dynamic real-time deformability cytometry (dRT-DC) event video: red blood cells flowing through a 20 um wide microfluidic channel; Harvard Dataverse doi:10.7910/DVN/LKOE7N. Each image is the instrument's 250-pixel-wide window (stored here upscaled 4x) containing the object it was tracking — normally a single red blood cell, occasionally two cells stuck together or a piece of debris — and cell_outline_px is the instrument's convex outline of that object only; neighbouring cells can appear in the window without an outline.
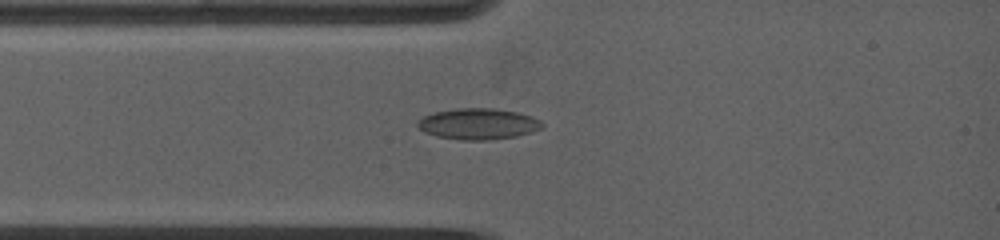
{"species": "common noctule bat (a hibernating species)", "species_latin": "Nyctalus noctula", "temperature_condition": "warm", "stored_images_in_passage": 18, "camera_frame_rate_fps": 5000, "um_per_image_px": 0.085, "animal": {"sex": "female", "body_mass_g": 19.0, "forearm_length_mm": 53.3}, "frame": {"image": 1, "passage_image": 5, "time_ms": 1.8, "image_size_px": [1000, 240], "cell_outline_px": [[544, 128], [516, 136], [488, 140], [460, 140], [436, 136], [424, 132], [416, 124], [424, 116], [436, 112], [456, 108], [496, 108], [516, 112], [532, 116], [540, 120], [544, 124]], "centroid_in_image_um": [40.68, 10.53], "position_along_channel_um": 44.3, "area_um2": 22.54}}
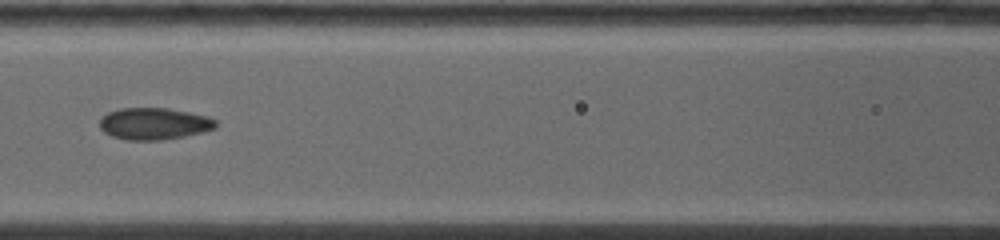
{"frame": {"image": 2, "passage_image": 11, "time_ms": 4.6, "image_size_px": [1000, 240], "cell_outline_px": [[216, 128], [184, 136], [160, 140], [128, 140], [112, 136], [104, 132], [100, 128], [100, 120], [108, 112], [120, 108], [168, 108], [208, 116], [216, 120]], "centroid_in_image_um": [13.09, 10.51], "position_along_channel_um": 153.5, "area_um2": 21.39}}
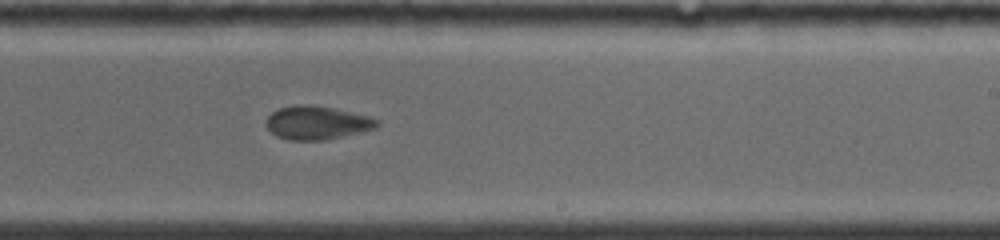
{"frame": {"image": 3, "passage_image": 18, "time_ms": 7.4, "image_size_px": [1000, 240], "cell_outline_px": [[380, 124], [376, 128], [360, 132], [324, 140], [288, 140], [276, 136], [268, 128], [268, 116], [272, 112], [280, 108], [300, 104], [304, 104], [336, 108], [368, 116], [380, 120]], "centroid_in_image_um": [26.98, 10.43], "position_along_channel_um": 262.0, "area_um2": 21.44}}